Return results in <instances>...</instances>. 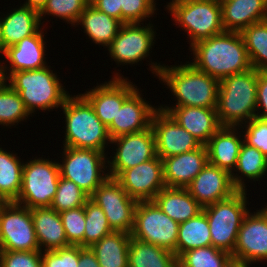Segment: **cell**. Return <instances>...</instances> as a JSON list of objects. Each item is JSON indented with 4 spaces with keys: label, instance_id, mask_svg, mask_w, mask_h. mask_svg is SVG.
Listing matches in <instances>:
<instances>
[{
    "label": "cell",
    "instance_id": "cell-1",
    "mask_svg": "<svg viewBox=\"0 0 267 267\" xmlns=\"http://www.w3.org/2000/svg\"><path fill=\"white\" fill-rule=\"evenodd\" d=\"M196 69L219 81L252 69L240 32L224 31L191 46Z\"/></svg>",
    "mask_w": 267,
    "mask_h": 267
},
{
    "label": "cell",
    "instance_id": "cell-2",
    "mask_svg": "<svg viewBox=\"0 0 267 267\" xmlns=\"http://www.w3.org/2000/svg\"><path fill=\"white\" fill-rule=\"evenodd\" d=\"M159 80L170 88L177 99L172 107L216 108L220 81L196 69L192 64L167 67L160 63L150 64Z\"/></svg>",
    "mask_w": 267,
    "mask_h": 267
},
{
    "label": "cell",
    "instance_id": "cell-3",
    "mask_svg": "<svg viewBox=\"0 0 267 267\" xmlns=\"http://www.w3.org/2000/svg\"><path fill=\"white\" fill-rule=\"evenodd\" d=\"M257 83L254 68L220 80L216 113L221 127H240L256 117Z\"/></svg>",
    "mask_w": 267,
    "mask_h": 267
},
{
    "label": "cell",
    "instance_id": "cell-4",
    "mask_svg": "<svg viewBox=\"0 0 267 267\" xmlns=\"http://www.w3.org/2000/svg\"><path fill=\"white\" fill-rule=\"evenodd\" d=\"M7 68L2 65L4 80H8V84L19 93L30 114L36 109L46 111L61 107L70 95L55 75L57 73H53L49 66L38 70L16 71L10 76L7 75Z\"/></svg>",
    "mask_w": 267,
    "mask_h": 267
},
{
    "label": "cell",
    "instance_id": "cell-5",
    "mask_svg": "<svg viewBox=\"0 0 267 267\" xmlns=\"http://www.w3.org/2000/svg\"><path fill=\"white\" fill-rule=\"evenodd\" d=\"M61 109L66 121L64 147L93 149L105 153V145L111 142V137L90 103L81 94L76 97L69 95Z\"/></svg>",
    "mask_w": 267,
    "mask_h": 267
},
{
    "label": "cell",
    "instance_id": "cell-6",
    "mask_svg": "<svg viewBox=\"0 0 267 267\" xmlns=\"http://www.w3.org/2000/svg\"><path fill=\"white\" fill-rule=\"evenodd\" d=\"M176 24L187 31L190 47L224 32L221 4L215 0H172L166 7Z\"/></svg>",
    "mask_w": 267,
    "mask_h": 267
},
{
    "label": "cell",
    "instance_id": "cell-7",
    "mask_svg": "<svg viewBox=\"0 0 267 267\" xmlns=\"http://www.w3.org/2000/svg\"><path fill=\"white\" fill-rule=\"evenodd\" d=\"M246 195V191H238L226 200L202 208L209 222L212 246L231 256L243 218L249 212Z\"/></svg>",
    "mask_w": 267,
    "mask_h": 267
},
{
    "label": "cell",
    "instance_id": "cell-8",
    "mask_svg": "<svg viewBox=\"0 0 267 267\" xmlns=\"http://www.w3.org/2000/svg\"><path fill=\"white\" fill-rule=\"evenodd\" d=\"M58 164L41 158L23 164L22 187L15 202L29 209L50 207L60 179Z\"/></svg>",
    "mask_w": 267,
    "mask_h": 267
},
{
    "label": "cell",
    "instance_id": "cell-9",
    "mask_svg": "<svg viewBox=\"0 0 267 267\" xmlns=\"http://www.w3.org/2000/svg\"><path fill=\"white\" fill-rule=\"evenodd\" d=\"M60 177L73 181L89 197L109 177L105 172L106 153L93 149L63 147ZM104 169V170H103Z\"/></svg>",
    "mask_w": 267,
    "mask_h": 267
},
{
    "label": "cell",
    "instance_id": "cell-10",
    "mask_svg": "<svg viewBox=\"0 0 267 267\" xmlns=\"http://www.w3.org/2000/svg\"><path fill=\"white\" fill-rule=\"evenodd\" d=\"M179 224L153 201H138L131 237L157 245L176 255Z\"/></svg>",
    "mask_w": 267,
    "mask_h": 267
},
{
    "label": "cell",
    "instance_id": "cell-11",
    "mask_svg": "<svg viewBox=\"0 0 267 267\" xmlns=\"http://www.w3.org/2000/svg\"><path fill=\"white\" fill-rule=\"evenodd\" d=\"M0 244L6 251L40 250L31 209L16 202L0 207Z\"/></svg>",
    "mask_w": 267,
    "mask_h": 267
},
{
    "label": "cell",
    "instance_id": "cell-12",
    "mask_svg": "<svg viewBox=\"0 0 267 267\" xmlns=\"http://www.w3.org/2000/svg\"><path fill=\"white\" fill-rule=\"evenodd\" d=\"M89 198L104 211L113 231L131 234L138 201L115 178L108 177Z\"/></svg>",
    "mask_w": 267,
    "mask_h": 267
},
{
    "label": "cell",
    "instance_id": "cell-13",
    "mask_svg": "<svg viewBox=\"0 0 267 267\" xmlns=\"http://www.w3.org/2000/svg\"><path fill=\"white\" fill-rule=\"evenodd\" d=\"M117 145L113 160L108 161L111 178H117L124 170L135 167L157 156L156 140L152 127L111 139ZM110 163V164H109Z\"/></svg>",
    "mask_w": 267,
    "mask_h": 267
},
{
    "label": "cell",
    "instance_id": "cell-14",
    "mask_svg": "<svg viewBox=\"0 0 267 267\" xmlns=\"http://www.w3.org/2000/svg\"><path fill=\"white\" fill-rule=\"evenodd\" d=\"M141 23H125L107 47L110 57L118 63L135 64L149 55L154 44L155 31L150 23L143 27ZM148 54V55H147Z\"/></svg>",
    "mask_w": 267,
    "mask_h": 267
},
{
    "label": "cell",
    "instance_id": "cell-15",
    "mask_svg": "<svg viewBox=\"0 0 267 267\" xmlns=\"http://www.w3.org/2000/svg\"><path fill=\"white\" fill-rule=\"evenodd\" d=\"M232 257L248 264L267 260V211L264 208L244 216Z\"/></svg>",
    "mask_w": 267,
    "mask_h": 267
},
{
    "label": "cell",
    "instance_id": "cell-16",
    "mask_svg": "<svg viewBox=\"0 0 267 267\" xmlns=\"http://www.w3.org/2000/svg\"><path fill=\"white\" fill-rule=\"evenodd\" d=\"M151 127L156 140V153L161 160L193 151L201 146L192 134L160 108L152 116Z\"/></svg>",
    "mask_w": 267,
    "mask_h": 267
},
{
    "label": "cell",
    "instance_id": "cell-17",
    "mask_svg": "<svg viewBox=\"0 0 267 267\" xmlns=\"http://www.w3.org/2000/svg\"><path fill=\"white\" fill-rule=\"evenodd\" d=\"M116 180L127 194L137 201H152L166 187L163 161L155 158L124 170Z\"/></svg>",
    "mask_w": 267,
    "mask_h": 267
},
{
    "label": "cell",
    "instance_id": "cell-18",
    "mask_svg": "<svg viewBox=\"0 0 267 267\" xmlns=\"http://www.w3.org/2000/svg\"><path fill=\"white\" fill-rule=\"evenodd\" d=\"M127 78L117 73L108 83L105 82L81 94L92 106L95 114L108 128L123 102L137 89ZM133 84V85H132Z\"/></svg>",
    "mask_w": 267,
    "mask_h": 267
},
{
    "label": "cell",
    "instance_id": "cell-19",
    "mask_svg": "<svg viewBox=\"0 0 267 267\" xmlns=\"http://www.w3.org/2000/svg\"><path fill=\"white\" fill-rule=\"evenodd\" d=\"M187 190L202 207L226 200L239 191L232 182L230 172L209 162L187 186Z\"/></svg>",
    "mask_w": 267,
    "mask_h": 267
},
{
    "label": "cell",
    "instance_id": "cell-20",
    "mask_svg": "<svg viewBox=\"0 0 267 267\" xmlns=\"http://www.w3.org/2000/svg\"><path fill=\"white\" fill-rule=\"evenodd\" d=\"M158 108L145 102L136 89L122 104L120 110L108 127L111 139L140 132L151 127L152 116Z\"/></svg>",
    "mask_w": 267,
    "mask_h": 267
},
{
    "label": "cell",
    "instance_id": "cell-21",
    "mask_svg": "<svg viewBox=\"0 0 267 267\" xmlns=\"http://www.w3.org/2000/svg\"><path fill=\"white\" fill-rule=\"evenodd\" d=\"M167 112L173 119L201 145H205L210 138L221 128L217 119L216 108L206 107H159Z\"/></svg>",
    "mask_w": 267,
    "mask_h": 267
},
{
    "label": "cell",
    "instance_id": "cell-22",
    "mask_svg": "<svg viewBox=\"0 0 267 267\" xmlns=\"http://www.w3.org/2000/svg\"><path fill=\"white\" fill-rule=\"evenodd\" d=\"M164 182L166 187L187 188L192 180L208 163L205 145L167 158H163Z\"/></svg>",
    "mask_w": 267,
    "mask_h": 267
},
{
    "label": "cell",
    "instance_id": "cell-23",
    "mask_svg": "<svg viewBox=\"0 0 267 267\" xmlns=\"http://www.w3.org/2000/svg\"><path fill=\"white\" fill-rule=\"evenodd\" d=\"M220 4L224 31L241 32L267 20V0H223Z\"/></svg>",
    "mask_w": 267,
    "mask_h": 267
},
{
    "label": "cell",
    "instance_id": "cell-24",
    "mask_svg": "<svg viewBox=\"0 0 267 267\" xmlns=\"http://www.w3.org/2000/svg\"><path fill=\"white\" fill-rule=\"evenodd\" d=\"M22 39L6 49L4 57L10 63L9 76L16 71L38 70L46 67L43 31Z\"/></svg>",
    "mask_w": 267,
    "mask_h": 267
},
{
    "label": "cell",
    "instance_id": "cell-25",
    "mask_svg": "<svg viewBox=\"0 0 267 267\" xmlns=\"http://www.w3.org/2000/svg\"><path fill=\"white\" fill-rule=\"evenodd\" d=\"M236 131L235 127H221L205 144L208 162L230 173L236 168L240 148L244 142Z\"/></svg>",
    "mask_w": 267,
    "mask_h": 267
},
{
    "label": "cell",
    "instance_id": "cell-26",
    "mask_svg": "<svg viewBox=\"0 0 267 267\" xmlns=\"http://www.w3.org/2000/svg\"><path fill=\"white\" fill-rule=\"evenodd\" d=\"M32 221L36 238L42 252L67 247L70 244L66 239V233L60 213L51 207H38L31 209Z\"/></svg>",
    "mask_w": 267,
    "mask_h": 267
},
{
    "label": "cell",
    "instance_id": "cell-27",
    "mask_svg": "<svg viewBox=\"0 0 267 267\" xmlns=\"http://www.w3.org/2000/svg\"><path fill=\"white\" fill-rule=\"evenodd\" d=\"M152 201L178 224L195 217L203 208L187 188L164 187Z\"/></svg>",
    "mask_w": 267,
    "mask_h": 267
},
{
    "label": "cell",
    "instance_id": "cell-28",
    "mask_svg": "<svg viewBox=\"0 0 267 267\" xmlns=\"http://www.w3.org/2000/svg\"><path fill=\"white\" fill-rule=\"evenodd\" d=\"M8 14L0 18L6 48L42 29L39 28L42 23L36 9L22 5Z\"/></svg>",
    "mask_w": 267,
    "mask_h": 267
},
{
    "label": "cell",
    "instance_id": "cell-29",
    "mask_svg": "<svg viewBox=\"0 0 267 267\" xmlns=\"http://www.w3.org/2000/svg\"><path fill=\"white\" fill-rule=\"evenodd\" d=\"M77 25L82 24L84 33L96 44L108 47L118 34L123 23L104 12L94 8L90 3L78 18Z\"/></svg>",
    "mask_w": 267,
    "mask_h": 267
},
{
    "label": "cell",
    "instance_id": "cell-30",
    "mask_svg": "<svg viewBox=\"0 0 267 267\" xmlns=\"http://www.w3.org/2000/svg\"><path fill=\"white\" fill-rule=\"evenodd\" d=\"M131 235L112 231L90 248L100 267H128V250Z\"/></svg>",
    "mask_w": 267,
    "mask_h": 267
},
{
    "label": "cell",
    "instance_id": "cell-31",
    "mask_svg": "<svg viewBox=\"0 0 267 267\" xmlns=\"http://www.w3.org/2000/svg\"><path fill=\"white\" fill-rule=\"evenodd\" d=\"M128 267H178V257L167 249L131 237Z\"/></svg>",
    "mask_w": 267,
    "mask_h": 267
},
{
    "label": "cell",
    "instance_id": "cell-32",
    "mask_svg": "<svg viewBox=\"0 0 267 267\" xmlns=\"http://www.w3.org/2000/svg\"><path fill=\"white\" fill-rule=\"evenodd\" d=\"M212 245L209 222L202 210L195 217L179 224L176 256L179 258L184 252L195 248Z\"/></svg>",
    "mask_w": 267,
    "mask_h": 267
},
{
    "label": "cell",
    "instance_id": "cell-33",
    "mask_svg": "<svg viewBox=\"0 0 267 267\" xmlns=\"http://www.w3.org/2000/svg\"><path fill=\"white\" fill-rule=\"evenodd\" d=\"M235 169L231 173L232 182L239 191H245L247 189H245L246 186L243 178L247 177L253 181H258L259 178L262 179L267 172V158L255 147L243 142ZM234 171H239L238 173H241V176H238L239 174L237 173L235 175Z\"/></svg>",
    "mask_w": 267,
    "mask_h": 267
},
{
    "label": "cell",
    "instance_id": "cell-34",
    "mask_svg": "<svg viewBox=\"0 0 267 267\" xmlns=\"http://www.w3.org/2000/svg\"><path fill=\"white\" fill-rule=\"evenodd\" d=\"M17 158L0 148V195L6 202H15L21 191L24 163Z\"/></svg>",
    "mask_w": 267,
    "mask_h": 267
},
{
    "label": "cell",
    "instance_id": "cell-35",
    "mask_svg": "<svg viewBox=\"0 0 267 267\" xmlns=\"http://www.w3.org/2000/svg\"><path fill=\"white\" fill-rule=\"evenodd\" d=\"M240 33L252 68L267 71V20L254 23Z\"/></svg>",
    "mask_w": 267,
    "mask_h": 267
},
{
    "label": "cell",
    "instance_id": "cell-36",
    "mask_svg": "<svg viewBox=\"0 0 267 267\" xmlns=\"http://www.w3.org/2000/svg\"><path fill=\"white\" fill-rule=\"evenodd\" d=\"M29 115L19 93L4 81L0 85V124L11 127Z\"/></svg>",
    "mask_w": 267,
    "mask_h": 267
},
{
    "label": "cell",
    "instance_id": "cell-37",
    "mask_svg": "<svg viewBox=\"0 0 267 267\" xmlns=\"http://www.w3.org/2000/svg\"><path fill=\"white\" fill-rule=\"evenodd\" d=\"M85 209V231L84 247H91L101 240L105 235L111 233V229L104 211L90 198L84 205Z\"/></svg>",
    "mask_w": 267,
    "mask_h": 267
},
{
    "label": "cell",
    "instance_id": "cell-38",
    "mask_svg": "<svg viewBox=\"0 0 267 267\" xmlns=\"http://www.w3.org/2000/svg\"><path fill=\"white\" fill-rule=\"evenodd\" d=\"M231 254L208 246L184 252L178 258V267H223Z\"/></svg>",
    "mask_w": 267,
    "mask_h": 267
},
{
    "label": "cell",
    "instance_id": "cell-39",
    "mask_svg": "<svg viewBox=\"0 0 267 267\" xmlns=\"http://www.w3.org/2000/svg\"><path fill=\"white\" fill-rule=\"evenodd\" d=\"M89 196L73 181L60 177L51 208L61 213L84 206Z\"/></svg>",
    "mask_w": 267,
    "mask_h": 267
},
{
    "label": "cell",
    "instance_id": "cell-40",
    "mask_svg": "<svg viewBox=\"0 0 267 267\" xmlns=\"http://www.w3.org/2000/svg\"><path fill=\"white\" fill-rule=\"evenodd\" d=\"M89 2V0H48L39 12L40 20L48 14L66 20L74 26Z\"/></svg>",
    "mask_w": 267,
    "mask_h": 267
},
{
    "label": "cell",
    "instance_id": "cell-41",
    "mask_svg": "<svg viewBox=\"0 0 267 267\" xmlns=\"http://www.w3.org/2000/svg\"><path fill=\"white\" fill-rule=\"evenodd\" d=\"M66 239L70 245L84 247L85 209L84 206L60 213Z\"/></svg>",
    "mask_w": 267,
    "mask_h": 267
},
{
    "label": "cell",
    "instance_id": "cell-42",
    "mask_svg": "<svg viewBox=\"0 0 267 267\" xmlns=\"http://www.w3.org/2000/svg\"><path fill=\"white\" fill-rule=\"evenodd\" d=\"M121 1V22L140 23L156 10L155 0H120Z\"/></svg>",
    "mask_w": 267,
    "mask_h": 267
},
{
    "label": "cell",
    "instance_id": "cell-43",
    "mask_svg": "<svg viewBox=\"0 0 267 267\" xmlns=\"http://www.w3.org/2000/svg\"><path fill=\"white\" fill-rule=\"evenodd\" d=\"M42 267H77L79 245H69L60 249L42 251Z\"/></svg>",
    "mask_w": 267,
    "mask_h": 267
},
{
    "label": "cell",
    "instance_id": "cell-44",
    "mask_svg": "<svg viewBox=\"0 0 267 267\" xmlns=\"http://www.w3.org/2000/svg\"><path fill=\"white\" fill-rule=\"evenodd\" d=\"M0 267H42L41 251L2 250Z\"/></svg>",
    "mask_w": 267,
    "mask_h": 267
},
{
    "label": "cell",
    "instance_id": "cell-45",
    "mask_svg": "<svg viewBox=\"0 0 267 267\" xmlns=\"http://www.w3.org/2000/svg\"><path fill=\"white\" fill-rule=\"evenodd\" d=\"M246 123V132L242 135L244 142L258 149L267 158V121L254 117Z\"/></svg>",
    "mask_w": 267,
    "mask_h": 267
},
{
    "label": "cell",
    "instance_id": "cell-46",
    "mask_svg": "<svg viewBox=\"0 0 267 267\" xmlns=\"http://www.w3.org/2000/svg\"><path fill=\"white\" fill-rule=\"evenodd\" d=\"M257 112L256 117L267 121V71H258Z\"/></svg>",
    "mask_w": 267,
    "mask_h": 267
},
{
    "label": "cell",
    "instance_id": "cell-47",
    "mask_svg": "<svg viewBox=\"0 0 267 267\" xmlns=\"http://www.w3.org/2000/svg\"><path fill=\"white\" fill-rule=\"evenodd\" d=\"M89 3L99 11L121 21L120 0H90Z\"/></svg>",
    "mask_w": 267,
    "mask_h": 267
},
{
    "label": "cell",
    "instance_id": "cell-48",
    "mask_svg": "<svg viewBox=\"0 0 267 267\" xmlns=\"http://www.w3.org/2000/svg\"><path fill=\"white\" fill-rule=\"evenodd\" d=\"M77 267H100L95 253L90 247L79 246V262Z\"/></svg>",
    "mask_w": 267,
    "mask_h": 267
},
{
    "label": "cell",
    "instance_id": "cell-49",
    "mask_svg": "<svg viewBox=\"0 0 267 267\" xmlns=\"http://www.w3.org/2000/svg\"><path fill=\"white\" fill-rule=\"evenodd\" d=\"M47 1L48 0H26L23 5L36 9L38 12H40L46 5Z\"/></svg>",
    "mask_w": 267,
    "mask_h": 267
},
{
    "label": "cell",
    "instance_id": "cell-50",
    "mask_svg": "<svg viewBox=\"0 0 267 267\" xmlns=\"http://www.w3.org/2000/svg\"><path fill=\"white\" fill-rule=\"evenodd\" d=\"M249 265L250 264H248L247 262H244L241 259H237L231 256L223 265V267H250Z\"/></svg>",
    "mask_w": 267,
    "mask_h": 267
},
{
    "label": "cell",
    "instance_id": "cell-51",
    "mask_svg": "<svg viewBox=\"0 0 267 267\" xmlns=\"http://www.w3.org/2000/svg\"><path fill=\"white\" fill-rule=\"evenodd\" d=\"M6 47H5V42L3 39V33H2V26H1V21H0V53H2V55H5L6 52Z\"/></svg>",
    "mask_w": 267,
    "mask_h": 267
},
{
    "label": "cell",
    "instance_id": "cell-52",
    "mask_svg": "<svg viewBox=\"0 0 267 267\" xmlns=\"http://www.w3.org/2000/svg\"><path fill=\"white\" fill-rule=\"evenodd\" d=\"M2 63H0V85L5 81L2 73Z\"/></svg>",
    "mask_w": 267,
    "mask_h": 267
},
{
    "label": "cell",
    "instance_id": "cell-53",
    "mask_svg": "<svg viewBox=\"0 0 267 267\" xmlns=\"http://www.w3.org/2000/svg\"><path fill=\"white\" fill-rule=\"evenodd\" d=\"M6 203V201L1 197V195H0V207L2 206V205H4Z\"/></svg>",
    "mask_w": 267,
    "mask_h": 267
}]
</instances>
